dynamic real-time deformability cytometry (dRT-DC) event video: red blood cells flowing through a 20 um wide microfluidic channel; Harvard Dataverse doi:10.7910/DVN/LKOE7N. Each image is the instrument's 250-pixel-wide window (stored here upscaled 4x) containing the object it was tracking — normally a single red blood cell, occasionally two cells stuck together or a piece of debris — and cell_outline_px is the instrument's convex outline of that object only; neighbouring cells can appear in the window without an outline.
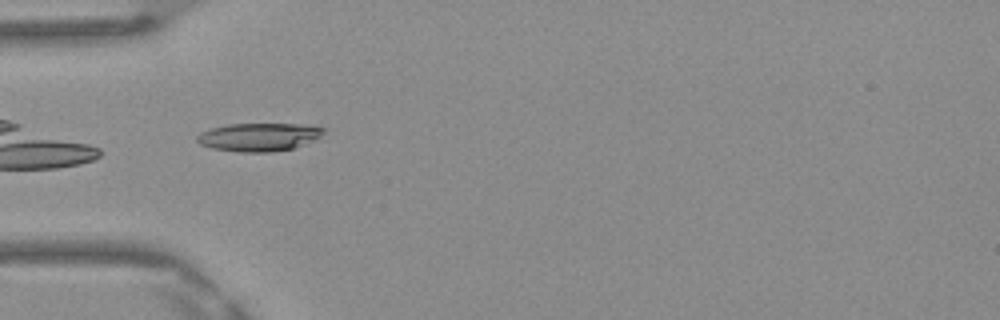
{"species": "Egyptian fruit bat (a non-hibernating species)", "species_latin": "Rousettus aegyptiacus", "temperature_condition": "warm", "stored_images_in_passage": 34, "camera_frame_rate_fps": 3000, "um_per_image_px": 0.085, "frame": {"image": 1, "passage_image": 1, "time_ms": 0.0, "image_size_px": [1000, 320], "cell_outline_px": [[328, 128], [320, 136], [312, 140], [292, 148], [272, 152], [240, 152], [212, 148], [200, 144], [196, 140], [196, 136], [200, 132], [212, 128], [228, 124], [300, 124]], "centroid_in_image_um": [21.98, 11.64], "position_along_channel_um": 63.0, "area_um2": 20.63}}
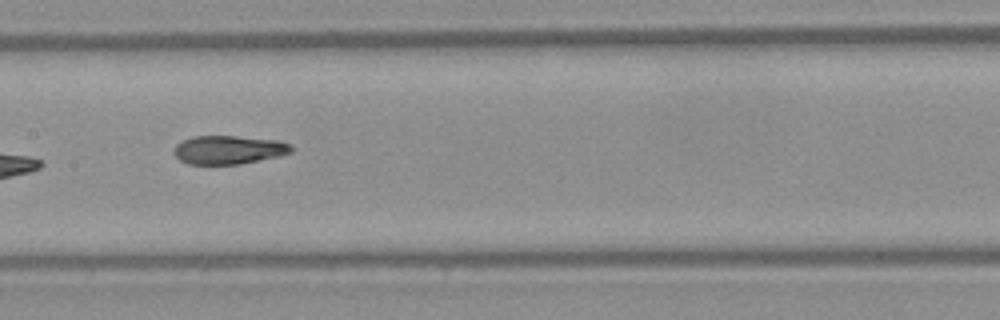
{"frame": {"image": 2, "passage_image": 10, "time_ms": 3.0, "image_size_px": [1000, 320], "cell_outline_px": [[292, 152], [280, 156], [240, 164], [188, 164], [180, 160], [176, 156], [176, 144], [192, 136], [236, 136], [280, 140], [288, 144], [292, 148]], "centroid_in_image_um": [19.47, 12.73], "position_along_channel_um": 187.9, "area_um2": 19.42}}
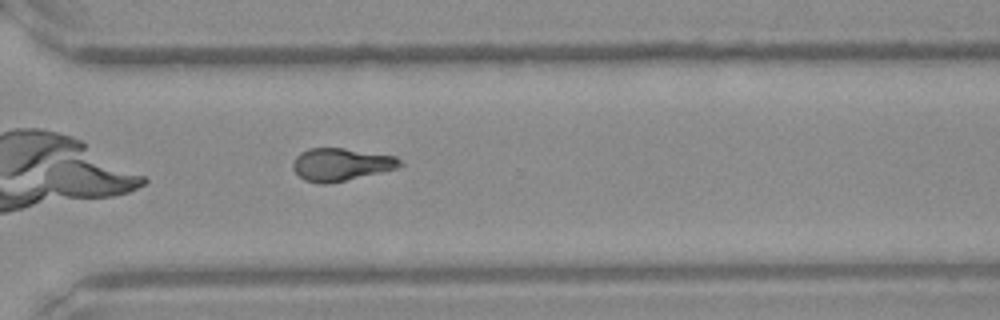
{"frame": {"image": 3, "passage_image": 21, "time_ms": 6.667, "image_size_px": [1000, 320], "cell_outline_px": [[404, 164], [396, 168], [380, 172], [328, 184], [320, 184], [304, 180], [292, 168], [292, 164], [296, 156], [300, 152], [308, 148], [340, 148], [396, 156]], "centroid_in_image_um": [28.95, 13.98], "position_along_channel_um": 341.7, "area_um2": 20.17}, "authors_computed_cell_mechanics": {"area_um2": 20.1144, "velocity_mm_per_s": 4.1954, "shape_relaxation_time_tau1_ms": 9.6033, "shape_relaxation_time_tau2_ms": 2.3939, "deformation_change_tau1": 0.2498, "deformation_change_tau2": 0.1069}}